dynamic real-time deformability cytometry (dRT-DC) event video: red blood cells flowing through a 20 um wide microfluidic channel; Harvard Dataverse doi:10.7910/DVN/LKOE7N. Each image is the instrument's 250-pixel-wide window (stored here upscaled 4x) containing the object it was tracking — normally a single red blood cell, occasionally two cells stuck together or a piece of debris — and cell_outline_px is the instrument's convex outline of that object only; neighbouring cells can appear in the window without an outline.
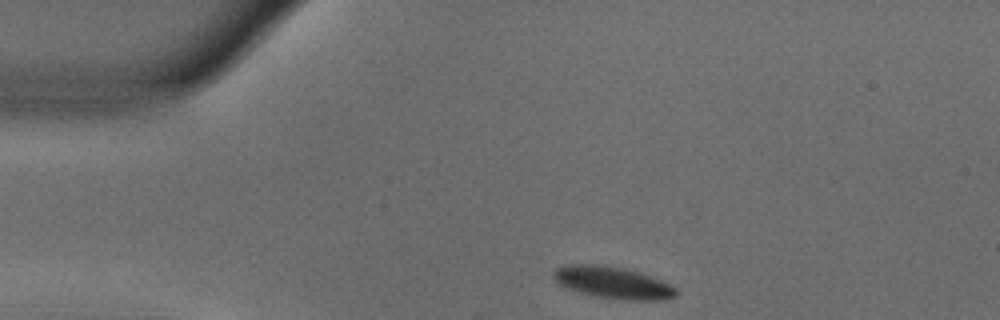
{"species": "common noctule bat (a hibernating species)", "species_latin": "Nyctalus noctula", "temperature_condition": "warm", "stored_images_in_passage": 46, "camera_frame_rate_fps": 3000, "um_per_image_px": 0.085, "animal": {"sex": "male", "body_mass_g": 18.8}, "frame": {"image": 1, "passage_image": 1, "time_ms": 0.0, "image_size_px": [1000, 320], "cell_outline_px": [[680, 292], [676, 296], [660, 300], [628, 300], [596, 296], [580, 292], [568, 288], [560, 284], [552, 276], [552, 272], [556, 268], [564, 264], [596, 264], [620, 268], [636, 272], [660, 280], [676, 288]], "centroid_in_image_um": [52.06, 24.02], "position_along_channel_um": 32.9, "area_um2": 22.43}}
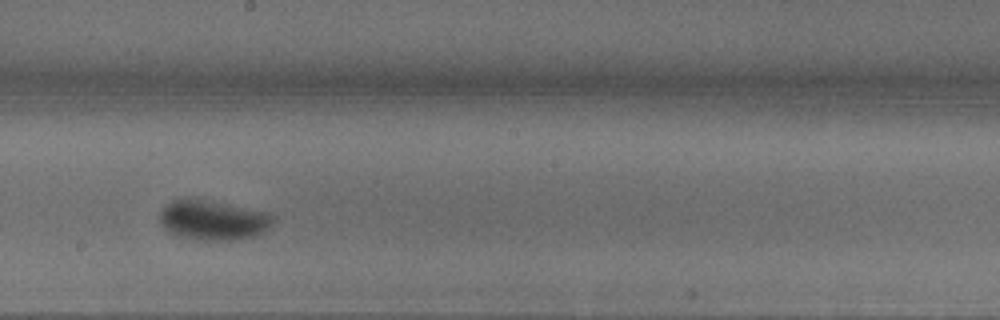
{"frame": {"image": 2, "passage_image": 21, "time_ms": 6.667, "image_size_px": [1000, 320], "cell_outline_px": [[276, 216], [272, 224], [264, 232], [256, 236], [232, 240], [192, 240], [168, 232], [160, 224], [160, 212], [172, 200], [200, 200], [224, 204], [268, 212]], "centroid_in_image_um": [18.13, 18.75], "position_along_channel_um": 230.1, "area_um2": 25.95}}
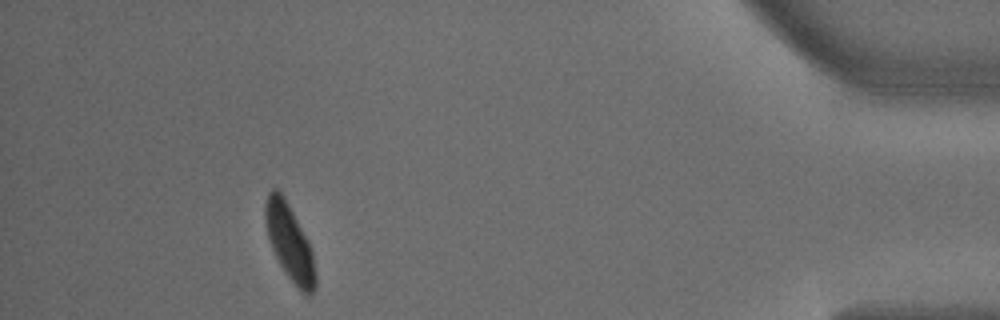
{"frame": {"image": 3, "passage_image": 41, "time_ms": 13.333, "image_size_px": [1000, 320], "cell_outline_px": [[316, 288], [308, 296], [304, 296], [300, 292], [288, 276], [280, 264], [272, 248], [268, 236], [264, 220], [264, 204], [268, 192], [272, 188], [276, 188], [284, 196], [312, 252], [316, 276]], "centroid_in_image_um": [24.59, 20.63], "position_along_channel_um": 410.6, "area_um2": 21.85}, "authors_computed_cell_mechanics": {"area_um2": 23.5824, "velocity_mm_per_s": 3.5857, "shape_relaxation_time_tau1_ms": 4.4006, "shape_relaxation_time_tau2_ms": null, "deformation_change_tau1": 0.2015, "deformation_change_tau2": null}}